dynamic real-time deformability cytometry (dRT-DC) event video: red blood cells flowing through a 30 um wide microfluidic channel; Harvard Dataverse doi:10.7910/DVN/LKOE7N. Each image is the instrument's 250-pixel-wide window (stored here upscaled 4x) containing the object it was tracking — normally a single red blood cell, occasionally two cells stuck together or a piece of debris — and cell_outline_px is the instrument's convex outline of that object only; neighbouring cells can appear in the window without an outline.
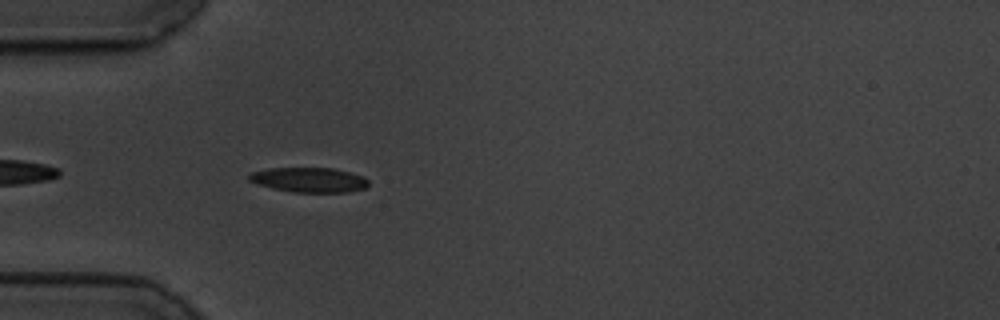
{"species": "common noctule bat (a hibernating species)", "species_latin": "Nyctalus noctula", "temperature_condition": "cold", "stored_images_in_passage": 29, "camera_frame_rate_fps": 3000, "um_per_image_px": 0.085, "animal": {"sex": "male", "body_mass_g": 19.5, "forearm_length_mm": 54.6}, "frame": {"image": 1, "passage_image": 4, "time_ms": 1.0, "image_size_px": [1000, 320], "cell_outline_px": [[368, 184], [364, 188], [348, 192], [292, 192], [272, 188], [248, 180], [248, 176], [252, 172], [268, 168], [332, 168], [364, 176], [368, 180]], "centroid_in_image_um": [26.27, 15.28], "position_along_channel_um": 58.7, "area_um2": 17.11}}
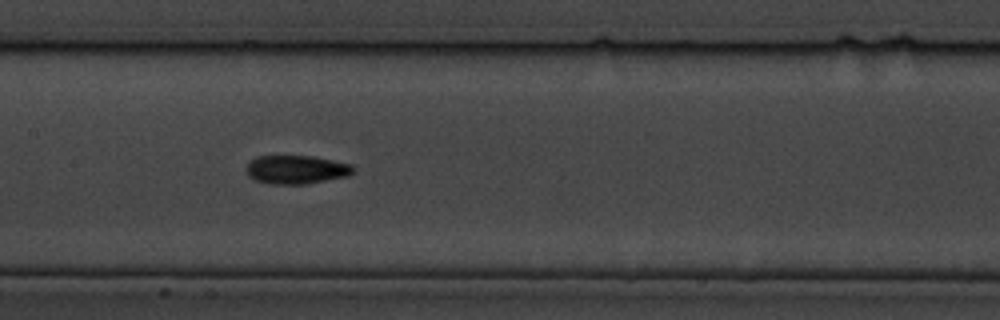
{"frame": {"image": 2, "passage_image": 15, "time_ms": 4.667, "image_size_px": [1000, 320], "cell_outline_px": [[356, 172], [348, 176], [308, 184], [272, 184], [252, 180], [248, 176], [248, 164], [256, 156], [312, 156], [352, 164], [356, 168]], "centroid_in_image_um": [25.24, 14.42], "position_along_channel_um": 182.2, "area_um2": 17.98}}
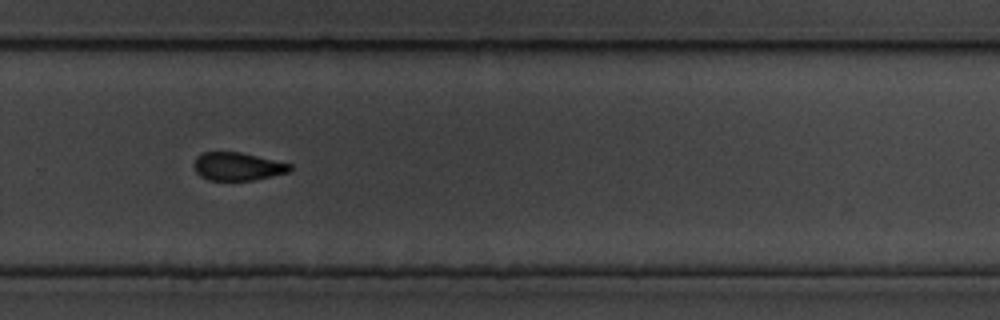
{"frame": {"image": 3, "passage_image": 26, "time_ms": 8.333, "image_size_px": [1000, 320], "cell_outline_px": [[292, 168], [288, 172], [252, 180], [208, 180], [200, 176], [196, 172], [192, 164], [196, 156], [204, 152], [240, 152], [292, 164]], "centroid_in_image_um": [20.15, 14.14], "position_along_channel_um": 309.7, "area_um2": 15.66}}